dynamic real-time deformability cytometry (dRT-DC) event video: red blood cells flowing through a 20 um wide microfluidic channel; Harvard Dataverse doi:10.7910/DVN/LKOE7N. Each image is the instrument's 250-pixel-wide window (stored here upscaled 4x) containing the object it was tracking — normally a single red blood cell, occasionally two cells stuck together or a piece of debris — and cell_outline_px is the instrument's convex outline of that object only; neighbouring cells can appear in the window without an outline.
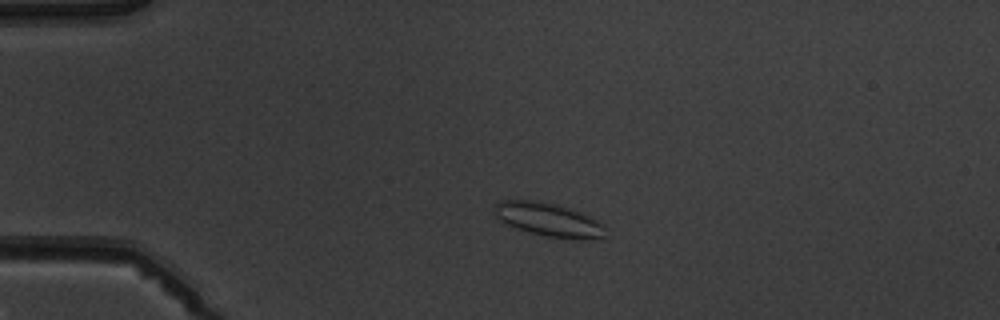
{"species": "common noctule bat (a hibernating species)", "species_latin": "Nyctalus noctula", "temperature_condition": "warm", "stored_images_in_passage": 3, "camera_frame_rate_fps": 3000, "um_per_image_px": 0.085, "animal": {"sex": "male", "body_mass_g": 19.5, "forearm_length_mm": 54.6}, "frame": {"image": 1, "passage_image": 2, "time_ms": 1.333, "image_size_px": [1000, 320], "cell_outline_px": [[604, 236], [588, 240], [572, 240], [544, 236], [528, 232], [504, 224], [496, 216], [492, 208], [492, 204], [500, 200], [536, 200], [560, 204], [584, 212], [604, 224]], "centroid_in_image_um": [46.62, 18.66], "position_along_channel_um": 38.4, "area_um2": 22.54}}